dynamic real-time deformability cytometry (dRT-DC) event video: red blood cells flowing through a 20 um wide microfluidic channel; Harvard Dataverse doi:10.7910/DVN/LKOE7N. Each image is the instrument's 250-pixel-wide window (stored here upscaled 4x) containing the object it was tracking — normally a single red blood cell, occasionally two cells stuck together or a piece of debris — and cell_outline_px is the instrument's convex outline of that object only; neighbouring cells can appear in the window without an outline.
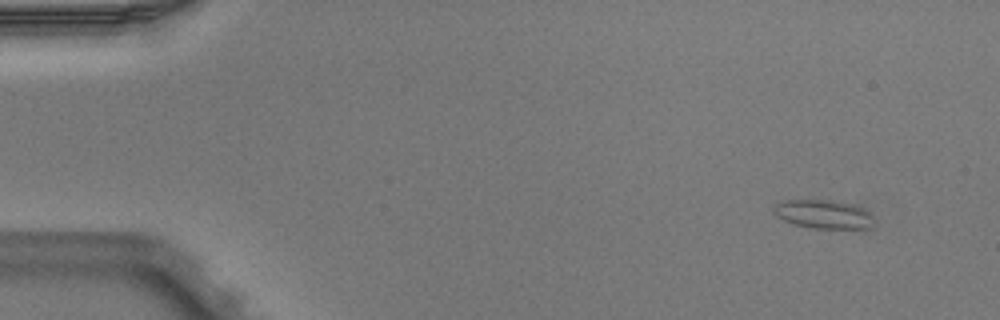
{"species": "Egyptian fruit bat (a non-hibernating species)", "species_latin": "Rousettus aegyptiacus", "temperature_condition": "warm", "stored_images_in_passage": 4, "camera_frame_rate_fps": 3000, "um_per_image_px": 0.085, "animal": {"sex": "male"}, "frame": {"image": 1, "passage_image": 1, "time_ms": 0.0, "image_size_px": [1000, 320], "cell_outline_px": [[872, 228], [812, 228], [796, 224], [784, 220], [776, 216], [772, 212], [772, 208], [776, 204], [788, 200], [832, 200], [852, 204], [864, 208], [872, 216]], "centroid_in_image_um": [69.99, 18.2], "position_along_channel_um": 15.0, "area_um2": 16.65}}